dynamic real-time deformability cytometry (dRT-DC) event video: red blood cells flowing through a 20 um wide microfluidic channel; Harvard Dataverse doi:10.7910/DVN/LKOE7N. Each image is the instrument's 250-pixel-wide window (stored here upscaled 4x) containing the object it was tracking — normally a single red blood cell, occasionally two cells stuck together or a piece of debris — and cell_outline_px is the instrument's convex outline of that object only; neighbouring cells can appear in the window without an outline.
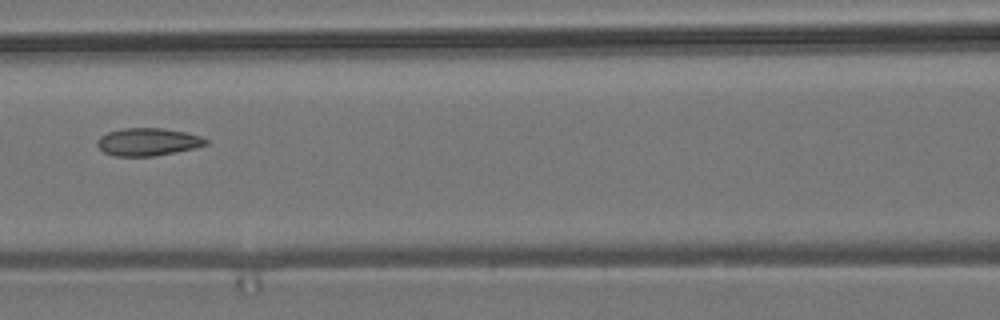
{"species": "common noctule bat (a hibernating species)", "species_latin": "Nyctalus noctula", "temperature_condition": "room temperature", "stored_images_in_passage": 4, "camera_frame_rate_fps": 3000, "um_per_image_px": 0.085, "animal": {"sex": "male", "body_mass_g": 19.2, "forearm_length_mm": 51.8}, "frame": {"image": 1, "passage_image": 4, "time_ms": 1.0, "image_size_px": [1000, 320], "cell_outline_px": [[208, 144], [196, 148], [152, 156], [116, 156], [104, 152], [96, 144], [96, 140], [100, 136], [108, 132], [124, 128], [160, 128], [184, 132], [200, 136], [208, 140]], "centroid_in_image_um": [12.56, 12.06], "position_along_channel_um": 154.0, "area_um2": 17.4}}